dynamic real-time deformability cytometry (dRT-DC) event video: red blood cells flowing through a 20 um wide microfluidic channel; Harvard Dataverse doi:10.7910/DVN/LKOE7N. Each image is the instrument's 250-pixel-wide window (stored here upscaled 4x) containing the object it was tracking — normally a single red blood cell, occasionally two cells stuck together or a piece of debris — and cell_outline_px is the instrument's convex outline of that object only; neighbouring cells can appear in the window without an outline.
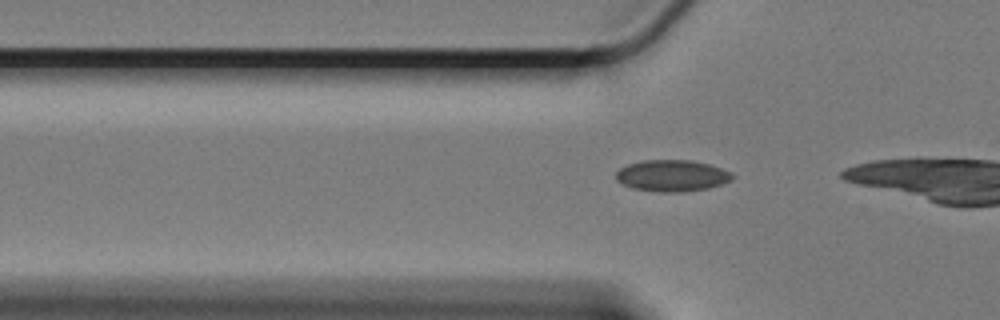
{"species": "Egyptian fruit bat (a non-hibernating species)", "species_latin": "Rousettus aegyptiacus", "temperature_condition": "cold", "stored_images_in_passage": 13, "camera_frame_rate_fps": 3000, "um_per_image_px": 0.085, "animal": {"sex": "female"}, "frame": {"image": 1, "passage_image": 11, "time_ms": 3.333, "image_size_px": [1000, 320], "cell_outline_px": [[736, 176], [732, 180], [708, 188], [684, 192], [656, 192], [632, 188], [616, 180], [616, 172], [620, 168], [628, 164], [644, 160], [692, 160], [708, 164], [732, 172]], "centroid_in_image_um": [57.13, 14.93], "position_along_channel_um": 68.7, "area_um2": 21.44}}